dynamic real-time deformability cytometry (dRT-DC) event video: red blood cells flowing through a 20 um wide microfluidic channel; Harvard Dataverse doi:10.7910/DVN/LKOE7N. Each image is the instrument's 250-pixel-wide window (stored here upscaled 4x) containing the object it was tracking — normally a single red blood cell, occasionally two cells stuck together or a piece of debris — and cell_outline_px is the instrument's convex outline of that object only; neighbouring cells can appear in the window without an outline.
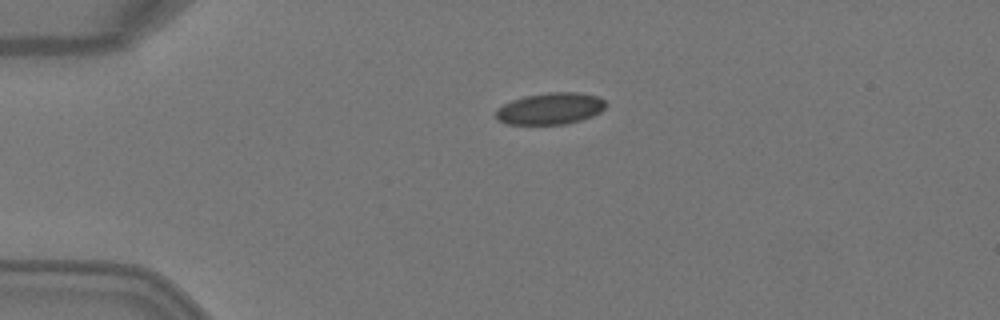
{"species": "Egyptian fruit bat (a non-hibernating species)", "species_latin": "Rousettus aegyptiacus", "temperature_condition": "warm", "stored_images_in_passage": 3, "camera_frame_rate_fps": 3000, "um_per_image_px": 0.085, "animal": {"sex": "female"}, "frame": {"image": 1, "passage_image": 1, "time_ms": 0.0, "image_size_px": [1000, 320], "cell_outline_px": [[608, 104], [600, 112], [592, 116], [580, 120], [564, 124], [504, 124], [496, 120], [496, 108], [512, 100], [524, 96], [548, 92], [580, 92], [596, 96], [604, 100]], "centroid_in_image_um": [46.75, 9.23], "position_along_channel_um": 38.2, "area_um2": 20.4}}